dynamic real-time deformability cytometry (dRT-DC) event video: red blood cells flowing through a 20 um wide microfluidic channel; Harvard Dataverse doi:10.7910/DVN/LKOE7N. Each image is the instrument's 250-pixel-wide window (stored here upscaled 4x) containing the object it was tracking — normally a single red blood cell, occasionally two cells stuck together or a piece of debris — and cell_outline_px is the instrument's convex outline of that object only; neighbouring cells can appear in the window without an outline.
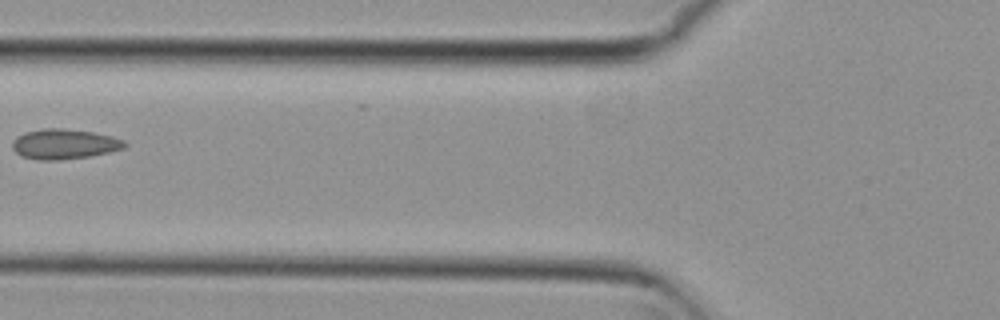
{"species": "common noctule bat (a hibernating species)", "species_latin": "Nyctalus noctula", "temperature_condition": "cold", "stored_images_in_passage": 4, "camera_frame_rate_fps": 3000, "um_per_image_px": 0.085, "animal": {"sex": "female", "body_mass_g": 29.2, "forearm_length_mm": 56.3}, "frame": {"image": 1, "passage_image": 4, "time_ms": 1.0, "image_size_px": [1000, 320], "cell_outline_px": [[128, 144], [124, 148], [108, 152], [88, 156], [56, 160], [40, 160], [20, 156], [12, 148], [12, 140], [16, 136], [24, 132], [40, 128], [60, 128], [92, 132], [112, 136], [124, 140]], "centroid_in_image_um": [5.42, 12.23], "position_along_channel_um": 120.4, "area_um2": 19.71}}